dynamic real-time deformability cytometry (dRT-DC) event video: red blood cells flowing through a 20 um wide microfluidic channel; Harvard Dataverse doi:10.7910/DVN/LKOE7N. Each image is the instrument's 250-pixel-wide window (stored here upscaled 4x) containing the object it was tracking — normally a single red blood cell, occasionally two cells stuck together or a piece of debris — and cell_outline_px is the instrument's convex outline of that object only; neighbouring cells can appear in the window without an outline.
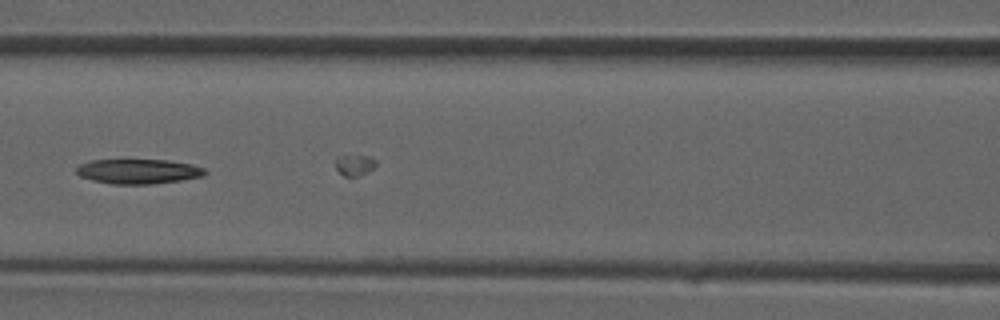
{"species": "common noctule bat (a hibernating species)", "species_latin": "Nyctalus noctula", "temperature_condition": "room temperature", "stored_images_in_passage": 25, "camera_frame_rate_fps": 3000, "um_per_image_px": 0.085, "animal": {"sex": "male", "forearm_length_mm": 52.5}, "frame": {"image": 1, "passage_image": 15, "time_ms": 4.667, "image_size_px": [1000, 320], "cell_outline_px": [[208, 172], [204, 176], [180, 180], [152, 184], [112, 184], [92, 180], [80, 176], [76, 172], [76, 168], [80, 164], [92, 160], [168, 160], [192, 164], [204, 168]], "centroid_in_image_um": [11.78, 14.57], "position_along_channel_um": 154.8, "area_um2": 18.55}}